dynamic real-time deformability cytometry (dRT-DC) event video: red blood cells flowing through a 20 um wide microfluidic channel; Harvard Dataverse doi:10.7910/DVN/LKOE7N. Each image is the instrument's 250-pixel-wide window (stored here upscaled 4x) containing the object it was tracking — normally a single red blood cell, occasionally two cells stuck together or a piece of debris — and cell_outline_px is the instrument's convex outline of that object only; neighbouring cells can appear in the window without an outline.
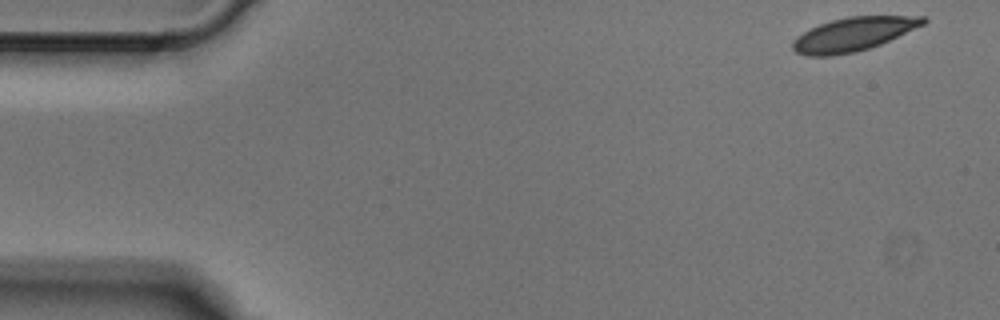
{"species": "Egyptian fruit bat (a non-hibernating species)", "species_latin": "Rousettus aegyptiacus", "temperature_condition": "cold", "stored_images_in_passage": 49, "camera_frame_rate_fps": 3000, "um_per_image_px": 0.085, "animal": {"sex": "male"}, "frame": {"image": 1, "passage_image": 1, "time_ms": 0.0, "image_size_px": [1000, 320], "cell_outline_px": [[928, 20], [924, 24], [880, 44], [856, 52], [832, 56], [808, 56], [796, 52], [792, 48], [792, 40], [796, 36], [820, 24], [832, 20], [848, 16], [924, 16]], "centroid_in_image_um": [72.5, 2.91], "position_along_channel_um": 12.5, "area_um2": 25.37}}
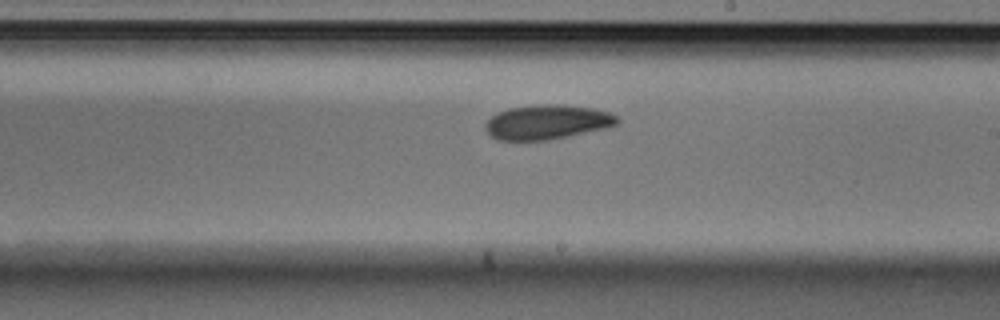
{"frame": {"image": 2, "passage_image": 27, "time_ms": 8.667, "image_size_px": [1000, 320], "cell_outline_px": [[620, 124], [608, 128], [548, 140], [496, 140], [484, 128], [488, 120], [492, 116], [508, 108], [544, 104], [564, 104], [592, 108], [608, 112], [616, 116], [620, 120]], "centroid_in_image_um": [46.55, 10.38], "position_along_channel_um": 242.4, "area_um2": 26.53}}
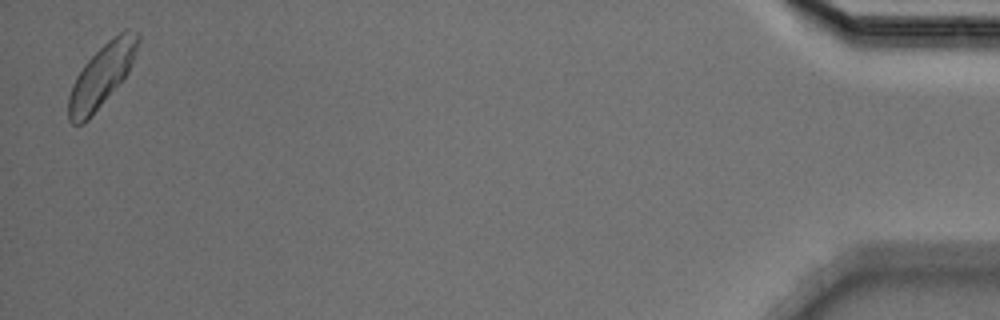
{"frame": {"image": 3, "passage_image": 48, "time_ms": 15.667, "image_size_px": [1000, 320], "cell_outline_px": [[140, 40], [132, 64], [128, 72], [88, 120], [84, 124], [72, 124], [68, 120], [68, 96], [72, 84], [76, 76], [84, 64], [108, 40], [124, 28], [128, 28], [140, 32]], "centroid_in_image_um": [8.65, 6.39], "position_along_channel_um": 426.6, "area_um2": 25.2}}